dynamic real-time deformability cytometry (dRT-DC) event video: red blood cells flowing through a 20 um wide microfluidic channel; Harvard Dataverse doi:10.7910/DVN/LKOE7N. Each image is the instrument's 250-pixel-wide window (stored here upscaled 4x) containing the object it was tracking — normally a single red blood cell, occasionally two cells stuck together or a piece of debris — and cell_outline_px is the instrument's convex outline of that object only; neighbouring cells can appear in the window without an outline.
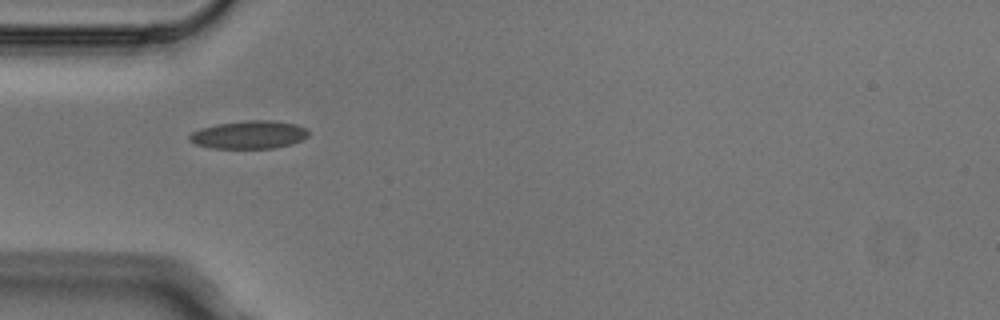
{"species": "Egyptian fruit bat (a non-hibernating species)", "species_latin": "Rousettus aegyptiacus", "temperature_condition": "cold", "stored_images_in_passage": 3, "camera_frame_rate_fps": 3000, "um_per_image_px": 0.085, "animal": {"sex": "male"}, "frame": {"image": 1, "passage_image": 1, "time_ms": 0.0, "image_size_px": [1000, 320], "cell_outline_px": [[308, 136], [292, 144], [276, 148], [208, 148], [196, 144], [188, 140], [188, 136], [192, 132], [200, 128], [216, 124], [248, 120], [272, 120], [296, 124], [308, 128]], "centroid_in_image_um": [21.16, 11.45], "position_along_channel_um": 63.8, "area_um2": 19.59}}
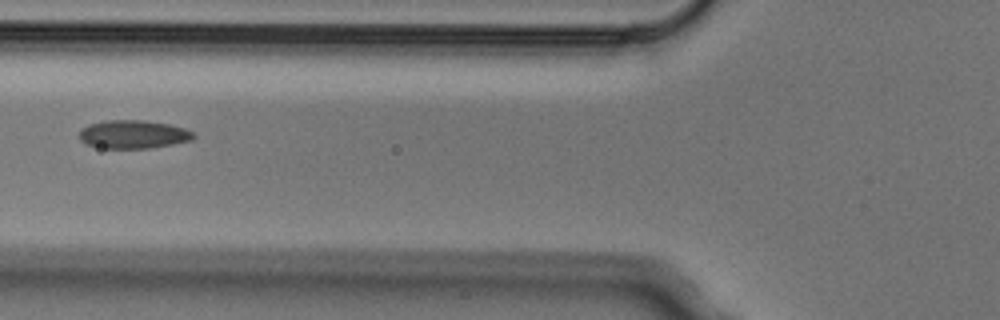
{"frame": {"image": 2, "passage_image": 2, "time_ms": 0.333, "image_size_px": [1000, 320], "cell_outline_px": [[196, 136], [192, 140], [152, 148], [100, 148], [84, 144], [80, 140], [80, 128], [88, 124], [108, 120], [144, 120], [168, 124], [184, 128], [196, 132]], "centroid_in_image_um": [11.33, 11.42], "position_along_channel_um": 114.5, "area_um2": 19.07}}
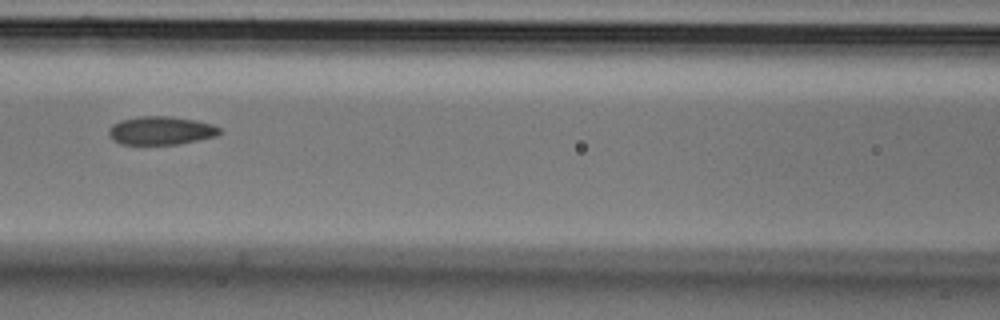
{"frame": {"image": 3, "passage_image": 3, "time_ms": 0.667, "image_size_px": [1000, 320], "cell_outline_px": [[220, 132], [216, 136], [180, 144], [120, 144], [112, 140], [108, 132], [108, 128], [112, 124], [120, 120], [140, 116], [172, 116], [196, 120], [212, 124], [220, 128]], "centroid_in_image_um": [13.65, 11.09], "position_along_channel_um": 152.9, "area_um2": 18.44}}